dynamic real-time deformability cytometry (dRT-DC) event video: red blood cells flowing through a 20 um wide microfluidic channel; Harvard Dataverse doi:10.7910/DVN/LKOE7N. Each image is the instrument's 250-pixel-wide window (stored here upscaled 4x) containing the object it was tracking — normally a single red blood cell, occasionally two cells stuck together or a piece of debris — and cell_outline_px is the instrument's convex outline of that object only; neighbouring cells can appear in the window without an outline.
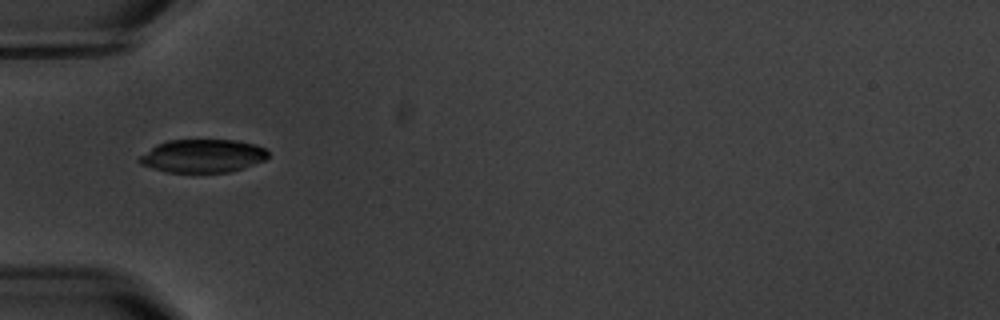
{"species": "common noctule bat (a hibernating species)", "species_latin": "Nyctalus noctula", "temperature_condition": "warm", "stored_images_in_passage": 6, "camera_frame_rate_fps": 3000, "um_per_image_px": 0.085, "animal": {"sex": "male", "body_mass_g": 20.1, "forearm_length_mm": 53.5}, "frame": {"image": 1, "passage_image": 1, "time_ms": 0.0, "image_size_px": [1000, 320], "cell_outline_px": [[268, 156], [264, 160], [244, 168], [228, 172], [168, 172], [152, 168], [140, 164], [136, 160], [140, 156], [156, 144], [168, 140], [236, 140], [256, 144], [264, 148], [268, 152]], "centroid_in_image_um": [17.22, 13.25], "position_along_channel_um": 67.8, "area_um2": 24.91}}
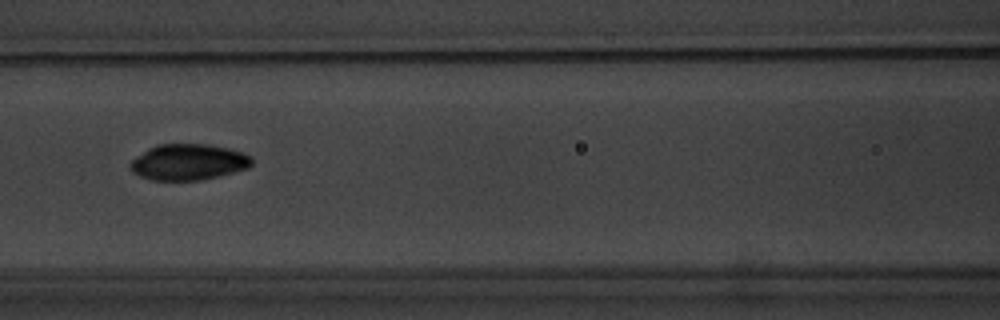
{"frame": {"image": 2, "passage_image": 3, "time_ms": 2.333, "image_size_px": [1000, 320], "cell_outline_px": [[252, 164], [248, 168], [200, 180], [152, 180], [140, 176], [132, 172], [128, 164], [136, 156], [148, 148], [160, 144], [208, 144], [228, 148], [252, 156]], "centroid_in_image_um": [15.98, 13.77], "position_along_channel_um": 150.6, "area_um2": 25.43}}
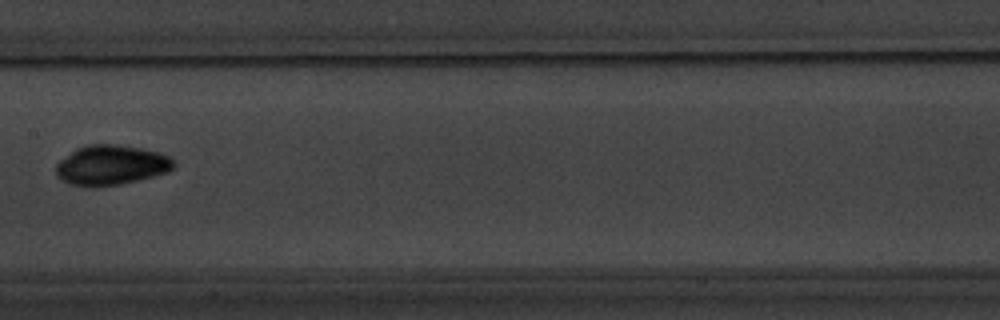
{"frame": {"image": 3, "passage_image": 4, "time_ms": 3.667, "image_size_px": [1000, 320], "cell_outline_px": [[176, 164], [168, 172], [120, 184], [96, 188], [92, 188], [72, 184], [60, 180], [56, 176], [56, 164], [60, 160], [76, 148], [88, 144], [116, 144], [140, 148], [160, 152], [168, 156]], "centroid_in_image_um": [9.41, 14.04], "position_along_channel_um": 198.0, "area_um2": 27.51}}